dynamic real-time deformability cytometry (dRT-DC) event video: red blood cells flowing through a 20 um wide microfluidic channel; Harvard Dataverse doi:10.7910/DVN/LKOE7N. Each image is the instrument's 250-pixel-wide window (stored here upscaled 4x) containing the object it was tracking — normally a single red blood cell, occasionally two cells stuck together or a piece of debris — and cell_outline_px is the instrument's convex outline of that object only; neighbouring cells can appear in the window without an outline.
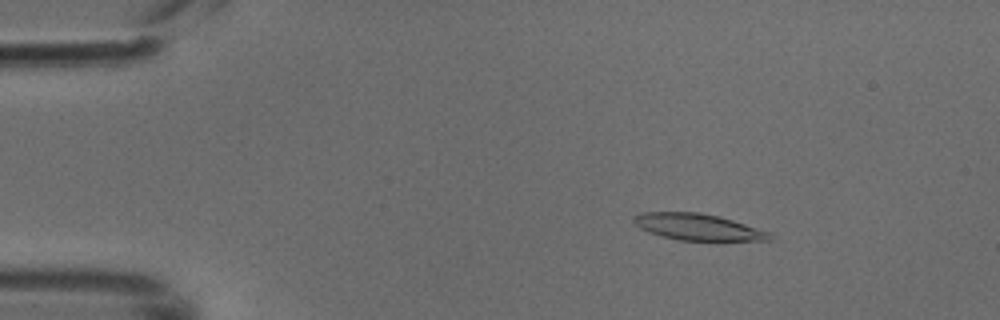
{"species": "common noctule bat (a hibernating species)", "species_latin": "Nyctalus noctula", "temperature_condition": "cold", "stored_images_in_passage": 50, "camera_frame_rate_fps": 3000, "um_per_image_px": 0.085, "animal": {"sex": "male", "body_mass_g": 18.8}, "frame": {"image": 1, "passage_image": 8, "time_ms": 2.333, "image_size_px": [1000, 320], "cell_outline_px": [[776, 236], [768, 240], [716, 244], [680, 240], [660, 236], [648, 232], [640, 228], [632, 220], [632, 216], [644, 212], [700, 212], [720, 216], [768, 232]], "centroid_in_image_um": [59.39, 19.35], "position_along_channel_um": 25.6, "area_um2": 22.08}}
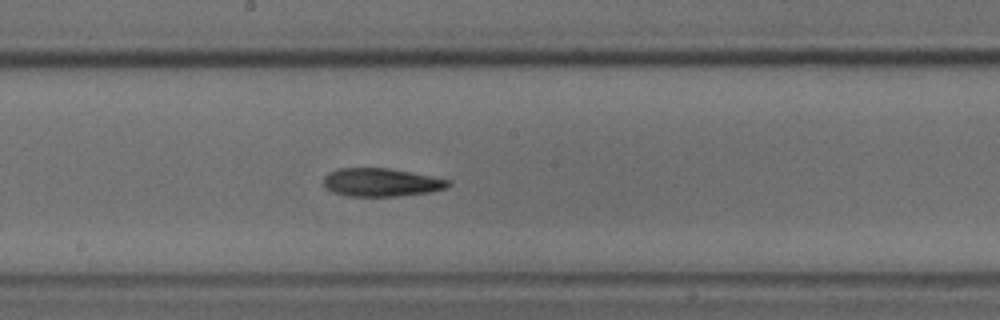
{"frame": {"image": 2, "passage_image": 27, "time_ms": 8.667, "image_size_px": [1000, 320], "cell_outline_px": [[452, 184], [448, 188], [432, 192], [396, 196], [348, 196], [332, 192], [324, 188], [324, 176], [328, 172], [336, 168], [388, 168], [452, 180]], "centroid_in_image_um": [32.41, 15.5], "position_along_channel_um": 215.8, "area_um2": 20.75}}
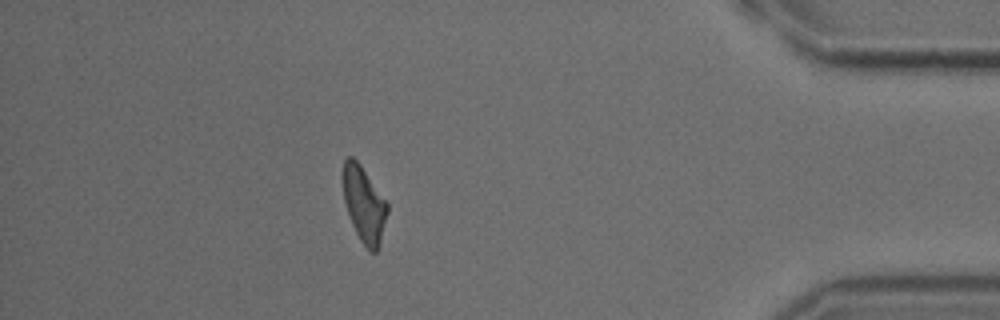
{"frame": {"image": 3, "passage_image": 44, "time_ms": 14.333, "image_size_px": [1000, 320], "cell_outline_px": [[388, 212], [380, 240], [376, 252], [368, 252], [360, 240], [352, 224], [344, 200], [344, 160], [348, 156], [352, 156], [360, 164], [388, 204]], "centroid_in_image_um": [30.95, 17.39], "position_along_channel_um": 404.2, "area_um2": 19.07}}